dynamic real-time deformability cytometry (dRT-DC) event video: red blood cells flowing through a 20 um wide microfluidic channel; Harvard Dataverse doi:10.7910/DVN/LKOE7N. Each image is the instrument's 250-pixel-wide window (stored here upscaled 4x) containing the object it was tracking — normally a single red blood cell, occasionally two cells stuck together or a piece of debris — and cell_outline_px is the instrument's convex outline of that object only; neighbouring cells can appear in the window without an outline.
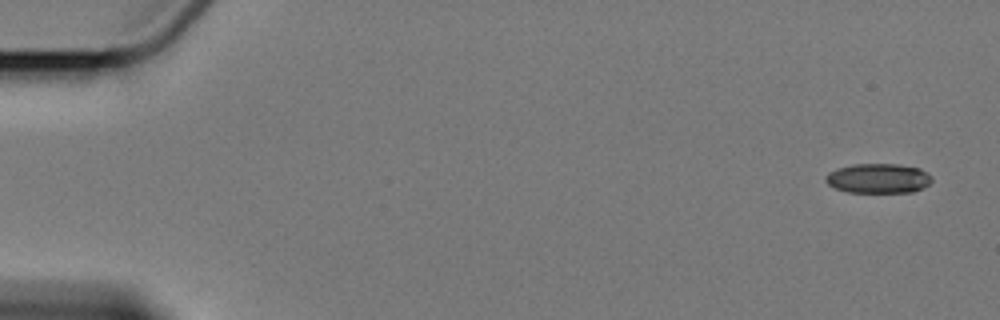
{"species": "Egyptian fruit bat (a non-hibernating species)", "species_latin": "Rousettus aegyptiacus", "temperature_condition": "cold", "stored_images_in_passage": 5, "camera_frame_rate_fps": 3000, "um_per_image_px": 0.085, "animal": {"sex": "female"}, "frame": {"image": 1, "passage_image": 1, "time_ms": 0.0, "image_size_px": [1000, 320], "cell_outline_px": [[932, 180], [928, 184], [912, 192], [848, 192], [836, 188], [828, 184], [824, 180], [824, 176], [828, 172], [836, 168], [852, 164], [900, 164], [920, 168], [928, 172], [932, 176]], "centroid_in_image_um": [74.63, 15.14], "position_along_channel_um": 10.4, "area_um2": 18.5}}
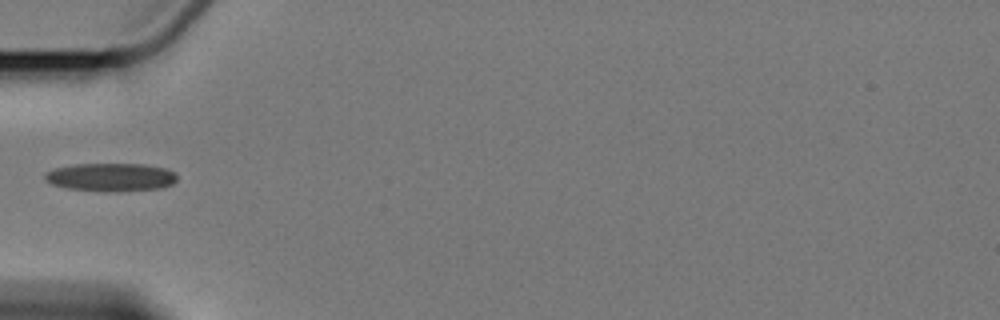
{"frame": {"image": 2, "passage_image": 5, "time_ms": 6.0, "image_size_px": [1000, 320], "cell_outline_px": [[176, 180], [172, 184], [160, 188], [120, 192], [108, 192], [64, 188], [52, 184], [44, 180], [44, 172], [52, 168], [72, 164], [144, 164], [168, 168], [176, 172]], "centroid_in_image_um": [9.39, 15.06], "position_along_channel_um": 75.6, "area_um2": 22.25}}